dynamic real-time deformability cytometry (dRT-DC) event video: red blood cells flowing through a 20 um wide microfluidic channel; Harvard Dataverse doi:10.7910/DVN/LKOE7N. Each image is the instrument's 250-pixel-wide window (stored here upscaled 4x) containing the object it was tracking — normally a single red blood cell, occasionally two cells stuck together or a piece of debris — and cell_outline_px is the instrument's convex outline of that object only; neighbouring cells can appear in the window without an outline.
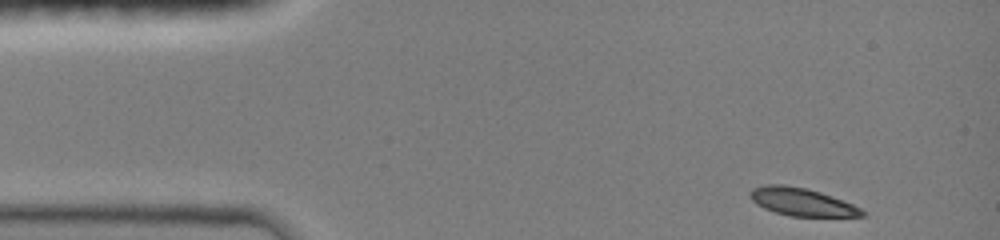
{"species": "common noctule bat (a hibernating species)", "species_latin": "Nyctalus noctula", "temperature_condition": "room temperature", "stored_images_in_passage": 41, "camera_frame_rate_fps": 3000, "um_per_image_px": 0.085, "animal": {"sex": "female", "body_mass_g": 19.0, "forearm_length_mm": 51.5}, "frame": {"image": 1, "passage_image": 1, "time_ms": 0.0, "image_size_px": [1000, 240], "cell_outline_px": [[864, 216], [792, 216], [776, 212], [764, 208], [756, 204], [748, 196], [748, 192], [752, 188], [768, 184], [784, 184], [808, 188], [832, 196], [852, 204], [860, 208], [864, 212]], "centroid_in_image_um": [68.09, 17.14], "position_along_channel_um": 16.9, "area_um2": 18.09}}
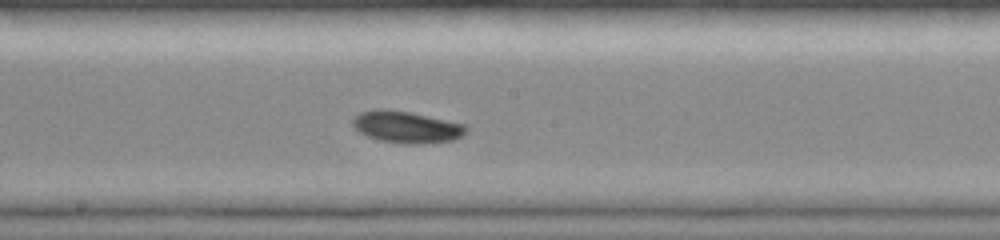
{"frame": {"image": 2, "passage_image": 22, "time_ms": 7.0, "image_size_px": [1000, 240], "cell_outline_px": [[468, 128], [456, 140], [420, 144], [404, 144], [380, 140], [368, 136], [360, 132], [352, 124], [352, 120], [360, 112], [380, 108], [408, 112], [464, 124]], "centroid_in_image_um": [34.54, 10.81], "position_along_channel_um": 213.7, "area_um2": 20.69}}
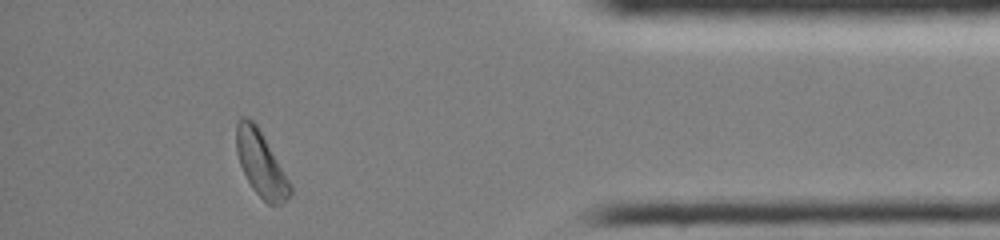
{"frame": {"image": 3, "passage_image": 39, "time_ms": 12.667, "image_size_px": [1000, 240], "cell_outline_px": [[292, 192], [280, 204], [268, 204], [252, 188], [240, 164], [236, 152], [236, 124], [240, 116], [248, 116], [256, 124], [292, 184]], "centroid_in_image_um": [22.16, 13.88], "position_along_channel_um": 413.0, "area_um2": 20.17}, "authors_computed_cell_mechanics": {"area_um2": 19.8254, "velocity_mm_per_s": 3.9909, "shape_relaxation_time_tau1_ms": 3.0473, "shape_relaxation_time_tau2_ms": null, "deformation_change_tau1": 0.0818, "deformation_change_tau2": null}}